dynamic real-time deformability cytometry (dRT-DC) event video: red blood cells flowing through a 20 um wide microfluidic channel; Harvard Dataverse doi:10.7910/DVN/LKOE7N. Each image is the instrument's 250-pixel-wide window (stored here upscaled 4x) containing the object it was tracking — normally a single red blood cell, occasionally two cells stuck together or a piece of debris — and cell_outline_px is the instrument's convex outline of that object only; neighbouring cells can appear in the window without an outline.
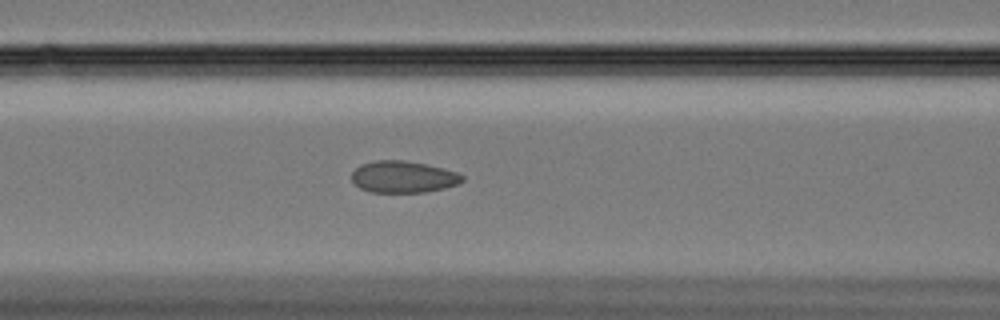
{"species": "Egyptian fruit bat (a non-hibernating species)", "species_latin": "Rousettus aegyptiacus", "temperature_condition": "cold", "stored_images_in_passage": 44, "camera_frame_rate_fps": 3000, "um_per_image_px": 0.085, "animal": {"sex": "female"}, "frame": {"image": 1, "passage_image": 9, "time_ms": 2.667, "image_size_px": [1000, 320], "cell_outline_px": [[464, 180], [456, 184], [444, 188], [424, 192], [372, 192], [360, 188], [352, 180], [352, 172], [360, 164], [376, 160], [404, 160], [424, 164], [456, 172], [464, 176]], "centroid_in_image_um": [34.24, 15.03], "position_along_channel_um": 132.4, "area_um2": 20.23}}
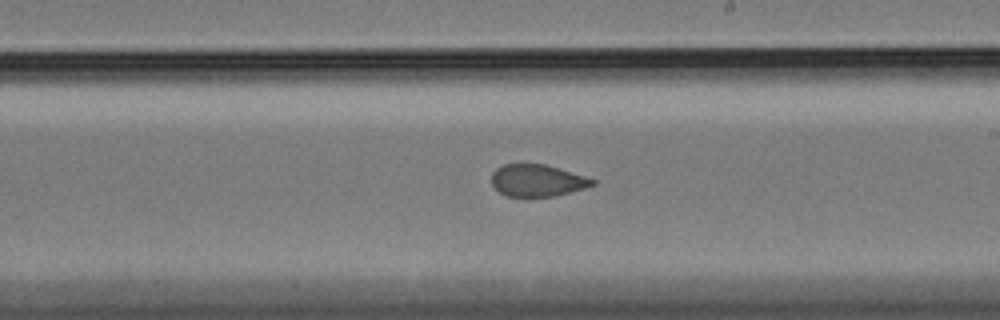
{"frame": {"image": 2, "passage_image": 19, "time_ms": 6.0, "image_size_px": [1000, 320], "cell_outline_px": [[596, 184], [584, 188], [556, 196], [508, 196], [500, 192], [492, 184], [492, 172], [496, 168], [504, 164], [544, 164], [584, 176], [596, 180]], "centroid_in_image_um": [45.66, 15.34], "position_along_channel_um": 243.3, "area_um2": 18.55}}
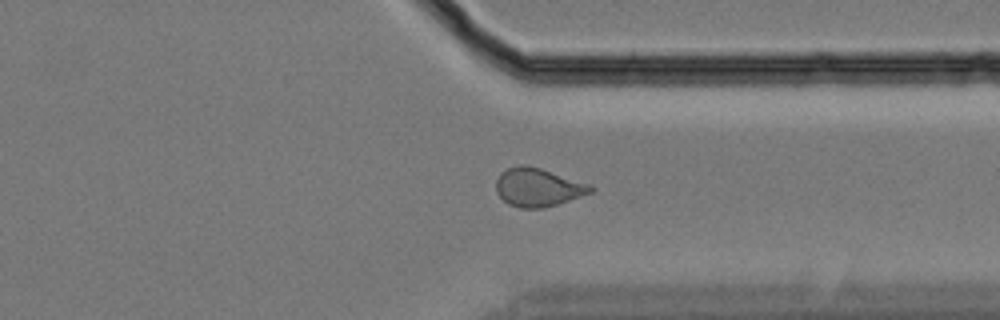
{"frame": {"image": 3, "passage_image": 30, "time_ms": 9.667, "image_size_px": [1000, 320], "cell_outline_px": [[596, 188], [592, 192], [544, 208], [520, 208], [508, 204], [496, 192], [496, 180], [500, 172], [508, 168], [520, 164], [524, 164], [540, 168], [588, 184]], "centroid_in_image_um": [45.68, 15.92], "position_along_channel_um": 365.7, "area_um2": 20.92}}